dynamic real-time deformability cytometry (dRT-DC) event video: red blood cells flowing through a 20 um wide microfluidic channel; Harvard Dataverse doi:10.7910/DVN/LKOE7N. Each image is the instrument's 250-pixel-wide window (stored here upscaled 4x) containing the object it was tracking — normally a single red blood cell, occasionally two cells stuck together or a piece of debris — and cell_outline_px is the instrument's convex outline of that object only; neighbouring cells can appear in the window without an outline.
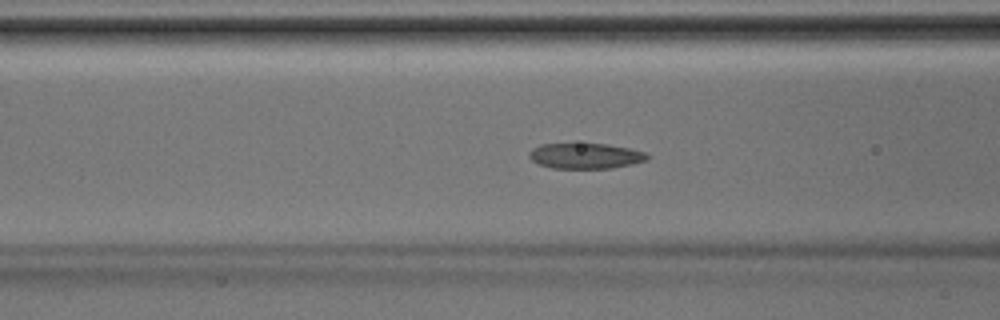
{"species": "Egyptian fruit bat (a non-hibernating species)", "species_latin": "Rousettus aegyptiacus", "temperature_condition": "room temperature", "stored_images_in_passage": 42, "camera_frame_rate_fps": 3000, "um_per_image_px": 0.085, "animal": {"sex": "male"}, "frame": {"image": 1, "passage_image": 17, "time_ms": 5.333, "image_size_px": [1000, 320], "cell_outline_px": [[648, 160], [632, 164], [612, 168], [552, 168], [540, 164], [532, 160], [528, 156], [528, 152], [532, 148], [540, 144], [608, 144], [628, 148], [644, 152], [648, 156]], "centroid_in_image_um": [49.74, 13.25], "position_along_channel_um": 116.9, "area_um2": 17.46}}
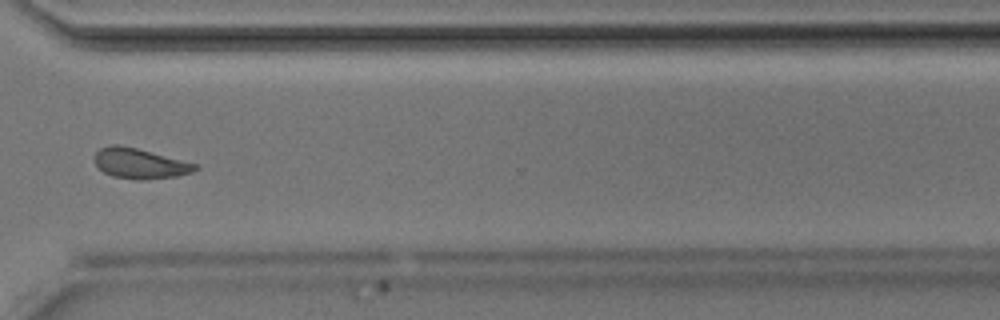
{"frame": {"image": 2, "passage_image": 32, "time_ms": 10.333, "image_size_px": [1000, 320], "cell_outline_px": [[200, 168], [192, 172], [176, 176], [140, 180], [112, 176], [104, 172], [96, 164], [96, 152], [100, 148], [112, 144], [120, 144], [136, 148], [196, 164]], "centroid_in_image_um": [11.88, 13.89], "position_along_channel_um": 358.7, "area_um2": 17.4}}
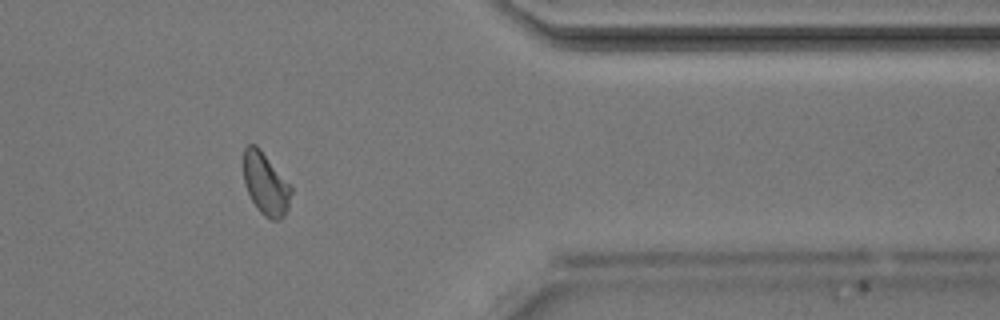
{"frame": {"image": 3, "passage_image": 35, "time_ms": 11.333, "image_size_px": [1000, 320], "cell_outline_px": [[292, 192], [288, 208], [284, 216], [280, 220], [272, 220], [264, 216], [256, 208], [244, 184], [244, 148], [248, 144], [256, 144], [260, 148], [292, 184]], "centroid_in_image_um": [22.61, 15.62], "position_along_channel_um": 388.8, "area_um2": 17.63}}